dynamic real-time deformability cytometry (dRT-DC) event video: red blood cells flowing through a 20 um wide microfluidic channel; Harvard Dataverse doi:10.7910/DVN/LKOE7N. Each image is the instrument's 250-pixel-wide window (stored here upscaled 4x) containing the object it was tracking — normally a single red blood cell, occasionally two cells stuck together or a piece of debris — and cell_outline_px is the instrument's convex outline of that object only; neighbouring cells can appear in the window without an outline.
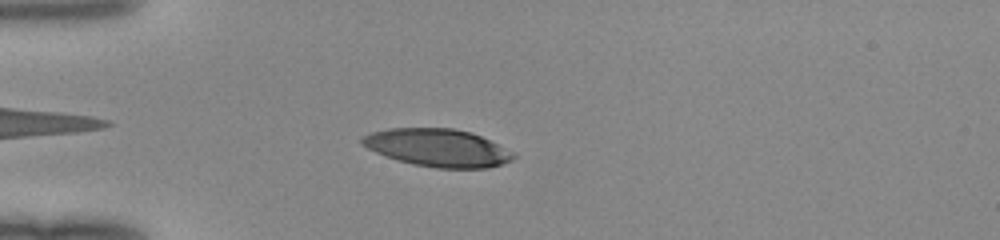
{"species": "human", "species_latin": "Homo sapiens", "temperature_condition": "room temperature", "stored_images_in_passage": 41, "camera_frame_rate_fps": 3000, "um_per_image_px": 0.085, "donor": {"sex": "female"}, "frame": {"image": 1, "passage_image": 6, "time_ms": 1.667, "image_size_px": [1000, 240], "cell_outline_px": [[516, 156], [512, 160], [488, 168], [436, 168], [412, 164], [396, 160], [376, 152], [360, 144], [360, 140], [364, 136], [372, 132], [388, 128], [452, 128], [472, 132], [512, 152]], "centroid_in_image_um": [37.17, 12.56], "position_along_channel_um": 47.8, "area_um2": 33.06}}
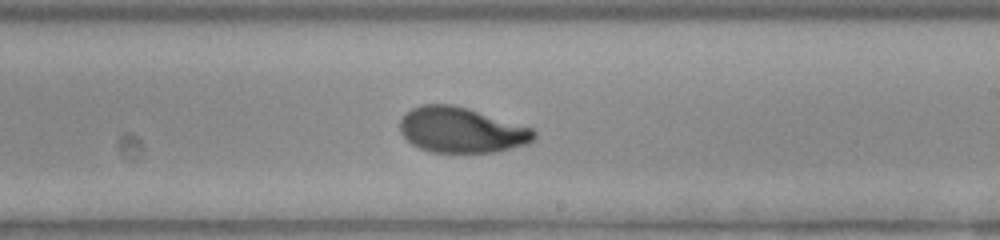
{"frame": {"image": 2, "passage_image": 22, "time_ms": 7.0, "image_size_px": [1000, 240], "cell_outline_px": [[536, 136], [528, 144], [496, 152], [432, 152], [420, 148], [412, 144], [400, 132], [400, 120], [412, 108], [420, 104], [452, 104], [468, 108], [532, 128], [536, 132]], "centroid_in_image_um": [39.22, 11.05], "position_along_channel_um": 249.8, "area_um2": 35.37}}
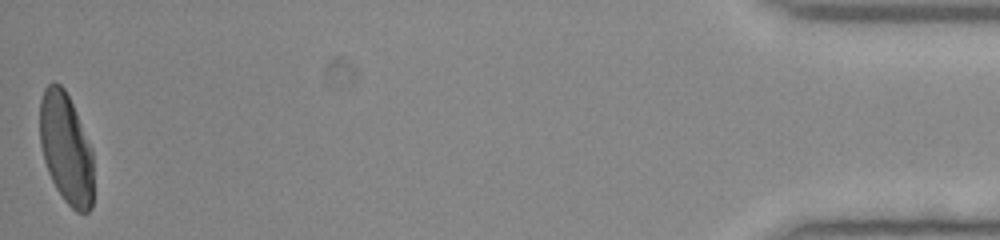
{"frame": {"image": 3, "passage_image": 41, "time_ms": 13.333, "image_size_px": [1000, 240], "cell_outline_px": [[92, 208], [88, 212], [76, 212], [64, 200], [56, 188], [48, 172], [44, 160], [40, 144], [40, 100], [44, 88], [52, 80], [60, 84], [64, 88], [76, 112], [92, 148]], "centroid_in_image_um": [5.6, 12.6], "position_along_channel_um": 429.6, "area_um2": 34.62}}